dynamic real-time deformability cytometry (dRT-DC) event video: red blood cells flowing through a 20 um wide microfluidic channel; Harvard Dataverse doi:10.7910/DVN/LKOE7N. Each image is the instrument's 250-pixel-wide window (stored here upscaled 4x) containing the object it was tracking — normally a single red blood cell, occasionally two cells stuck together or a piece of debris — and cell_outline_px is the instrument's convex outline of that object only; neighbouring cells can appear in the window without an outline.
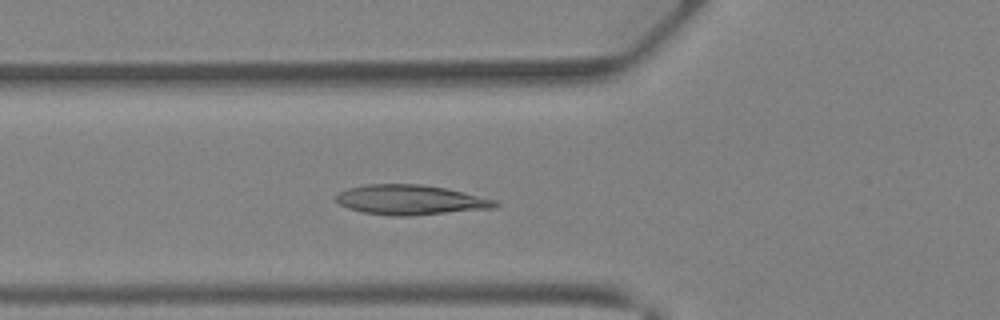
{"species": "Egyptian fruit bat (a non-hibernating species)", "species_latin": "Rousettus aegyptiacus", "temperature_condition": "warm", "stored_images_in_passage": 28, "camera_frame_rate_fps": 3000, "um_per_image_px": 0.085, "animal": {"sex": "female"}, "frame": {"image": 1, "passage_image": 3, "time_ms": 0.667, "image_size_px": [1000, 320], "cell_outline_px": [[500, 204], [496, 208], [412, 216], [392, 216], [364, 212], [348, 208], [340, 204], [336, 200], [336, 196], [340, 192], [348, 188], [368, 184], [420, 184], [448, 188], [496, 200]], "centroid_in_image_um": [34.94, 16.99], "position_along_channel_um": 90.9, "area_um2": 27.8}}
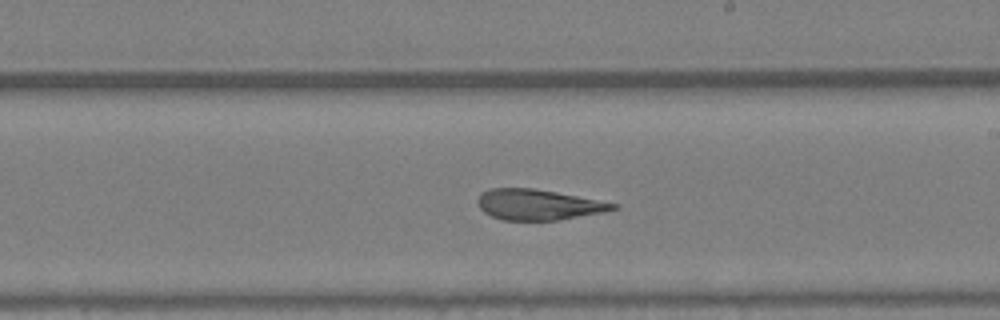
{"frame": {"image": 2, "passage_image": 12, "time_ms": 3.667, "image_size_px": [1000, 320], "cell_outline_px": [[620, 208], [604, 212], [560, 220], [504, 220], [492, 216], [484, 212], [480, 208], [480, 196], [484, 192], [492, 188], [532, 188], [556, 192], [620, 204]], "centroid_in_image_um": [45.83, 17.4], "position_along_channel_um": 243.2, "area_um2": 23.87}}
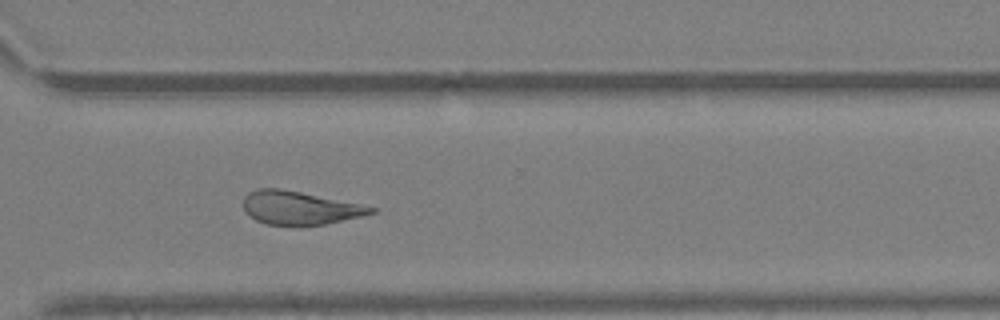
{"frame": {"image": 3, "passage_image": 18, "time_ms": 5.667, "image_size_px": [1000, 320], "cell_outline_px": [[376, 212], [360, 216], [324, 224], [296, 228], [268, 224], [256, 220], [244, 212], [244, 196], [248, 192], [256, 188], [280, 188], [360, 204], [376, 208]], "centroid_in_image_um": [25.41, 17.69], "position_along_channel_um": 345.2, "area_um2": 25.09}}